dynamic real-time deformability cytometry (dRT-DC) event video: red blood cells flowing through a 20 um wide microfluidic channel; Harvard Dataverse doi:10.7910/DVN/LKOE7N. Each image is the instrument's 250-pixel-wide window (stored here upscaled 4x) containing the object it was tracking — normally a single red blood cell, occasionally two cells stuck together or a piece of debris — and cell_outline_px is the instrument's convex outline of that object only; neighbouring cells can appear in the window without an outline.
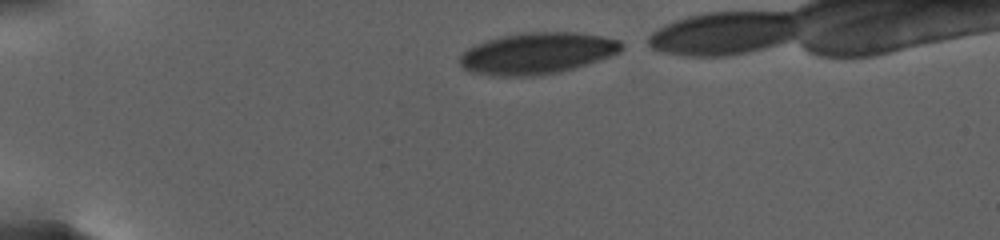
{"species": "human", "species_latin": "Homo sapiens", "temperature_condition": "warm", "stored_images_in_passage": 23, "camera_frame_rate_fps": 3000, "um_per_image_px": 0.085, "donor": {"sex": "female"}, "frame": {"image": 1, "passage_image": 1, "time_ms": 0.0, "image_size_px": [1000, 240], "cell_outline_px": [[624, 48], [620, 52], [576, 68], [556, 72], [532, 76], [492, 76], [468, 72], [460, 64], [460, 56], [468, 48], [484, 40], [500, 36], [520, 32], [572, 32], [600, 36], [620, 40], [624, 44]], "centroid_in_image_um": [45.63, 4.53], "position_along_channel_um": 39.4, "area_um2": 39.19}}